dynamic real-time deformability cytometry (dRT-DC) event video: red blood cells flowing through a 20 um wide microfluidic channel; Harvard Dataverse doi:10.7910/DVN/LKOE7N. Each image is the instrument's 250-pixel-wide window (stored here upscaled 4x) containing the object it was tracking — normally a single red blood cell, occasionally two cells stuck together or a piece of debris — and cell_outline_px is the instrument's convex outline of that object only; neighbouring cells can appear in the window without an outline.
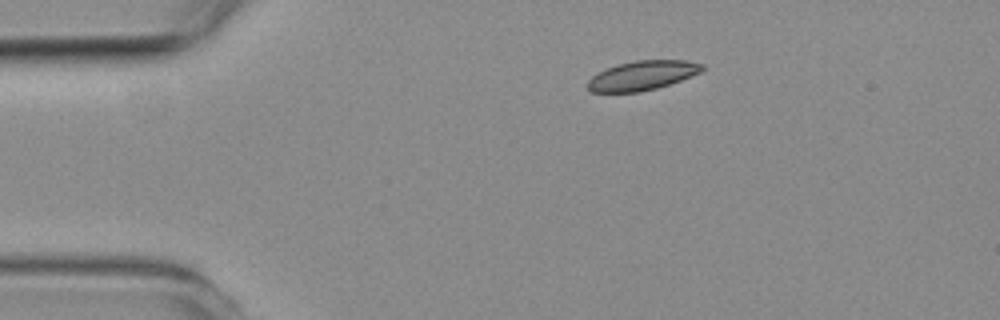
{"species": "common noctule bat (a hibernating species)", "species_latin": "Nyctalus noctula", "temperature_condition": "room temperature", "stored_images_in_passage": 5, "camera_frame_rate_fps": 3000, "um_per_image_px": 0.085, "animal": {"sex": "female", "body_mass_g": 19.3, "forearm_length_mm": 54.1}, "frame": {"image": 1, "passage_image": 1, "time_ms": 0.0, "image_size_px": [1000, 320], "cell_outline_px": [[704, 68], [700, 72], [680, 80], [656, 88], [640, 92], [592, 92], [588, 88], [588, 80], [596, 72], [620, 64], [636, 60], [684, 60], [704, 64]], "centroid_in_image_um": [54.58, 6.41], "position_along_channel_um": 30.4, "area_um2": 19.36}}
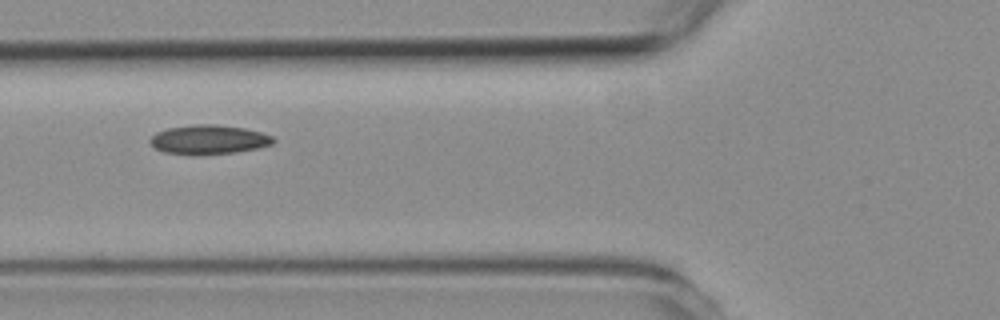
{"frame": {"image": 2, "passage_image": 4, "time_ms": 3.333, "image_size_px": [1000, 320], "cell_outline_px": [[276, 140], [272, 144], [260, 148], [236, 152], [196, 156], [164, 152], [156, 148], [148, 140], [156, 132], [168, 128], [196, 124], [216, 124], [244, 128], [260, 132], [272, 136]], "centroid_in_image_um": [17.75, 11.88], "position_along_channel_um": 108.1, "area_um2": 21.21}}
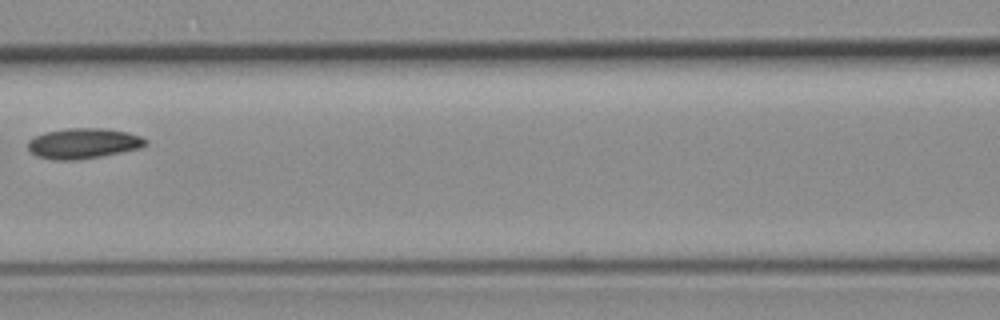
{"frame": {"image": 3, "passage_image": 5, "time_ms": 4.667, "image_size_px": [1000, 320], "cell_outline_px": [[148, 144], [140, 148], [100, 156], [76, 160], [52, 160], [36, 156], [28, 148], [28, 140], [44, 132], [68, 128], [104, 128], [128, 132], [140, 136], [148, 140]], "centroid_in_image_um": [7.08, 12.18], "position_along_channel_um": 159.5, "area_um2": 20.87}}